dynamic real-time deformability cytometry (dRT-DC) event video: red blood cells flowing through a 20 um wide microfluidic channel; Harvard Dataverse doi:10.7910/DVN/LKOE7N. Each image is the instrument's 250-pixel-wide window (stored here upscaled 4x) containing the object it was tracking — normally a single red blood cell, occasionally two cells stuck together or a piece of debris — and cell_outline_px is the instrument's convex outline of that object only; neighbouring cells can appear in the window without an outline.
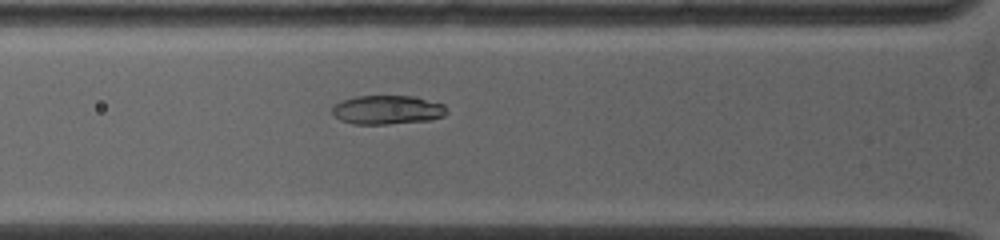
{"species": "common noctule bat (a hibernating species)", "species_latin": "Nyctalus noctula", "temperature_condition": "warm", "stored_images_in_passage": 54, "camera_frame_rate_fps": 5000, "um_per_image_px": 0.085, "animal": {"sex": "female", "body_mass_g": 19.0, "forearm_length_mm": 53.3}, "frame": {"image": 1, "passage_image": 4, "time_ms": 0.6, "image_size_px": [1000, 240], "cell_outline_px": [[448, 112], [444, 116], [432, 120], [388, 124], [352, 124], [340, 120], [332, 112], [332, 108], [340, 100], [356, 96], [412, 96], [444, 104], [448, 108]], "centroid_in_image_um": [32.95, 9.34], "position_along_channel_um": 92.9, "area_um2": 19.48}}
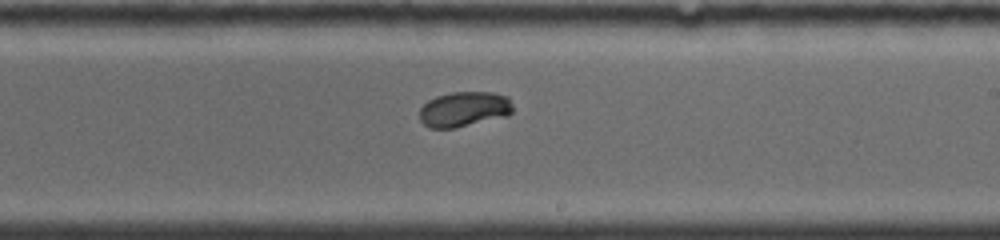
{"frame": {"image": 2, "passage_image": 21, "time_ms": 4.6, "image_size_px": [1000, 240], "cell_outline_px": [[512, 112], [508, 116], [456, 128], [428, 128], [420, 120], [420, 108], [428, 100], [436, 96], [452, 92], [492, 92], [508, 96], [512, 104]], "centroid_in_image_um": [39.46, 9.28], "position_along_channel_um": 249.5, "area_um2": 19.31}}
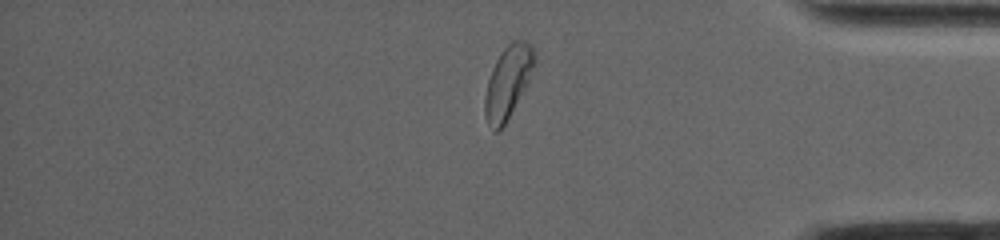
{"frame": {"image": 3, "passage_image": 45, "time_ms": 8.8, "image_size_px": [1000, 240], "cell_outline_px": [[536, 60], [528, 80], [524, 88], [504, 124], [496, 132], [488, 124], [484, 112], [484, 96], [488, 80], [492, 68], [496, 60], [504, 48], [512, 40], [524, 40], [532, 44], [536, 48]], "centroid_in_image_um": [43.18, 6.9], "position_along_channel_um": 392.0, "area_um2": 20.58}}